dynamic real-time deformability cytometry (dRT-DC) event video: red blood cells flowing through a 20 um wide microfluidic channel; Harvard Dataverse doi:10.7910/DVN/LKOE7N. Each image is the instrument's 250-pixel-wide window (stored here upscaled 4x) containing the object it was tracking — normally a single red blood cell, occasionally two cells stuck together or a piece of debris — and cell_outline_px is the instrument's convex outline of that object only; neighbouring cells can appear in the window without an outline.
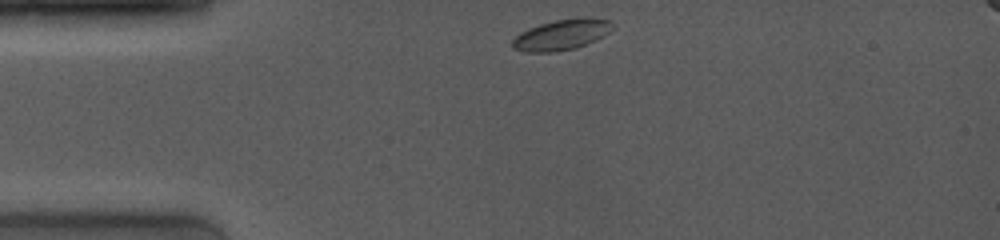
{"species": "common noctule bat (a hibernating species)", "species_latin": "Nyctalus noctula", "temperature_condition": "room temperature", "stored_images_in_passage": 20, "camera_frame_rate_fps": 4000, "um_per_image_px": 0.085, "animal": {"sex": "female", "body_mass_g": 19.0, "forearm_length_mm": 53.3}, "frame": {"image": 1, "passage_image": 1, "time_ms": 0.0, "image_size_px": [1000, 240], "cell_outline_px": [[612, 28], [608, 32], [596, 40], [576, 48], [552, 52], [524, 52], [512, 48], [512, 40], [520, 32], [528, 28], [540, 24], [556, 20], [580, 16], [584, 16], [612, 20]], "centroid_in_image_um": [47.73, 2.93], "position_along_channel_um": 37.3, "area_um2": 18.03}}
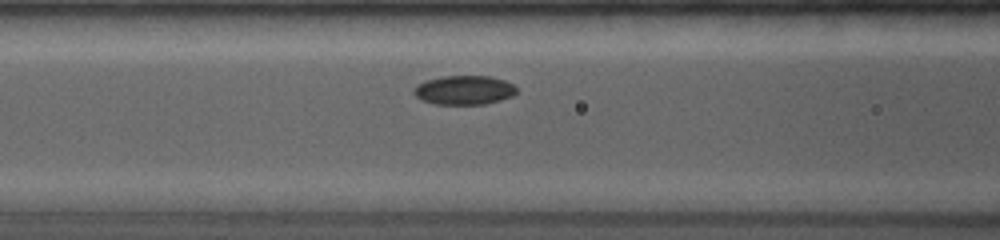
{"frame": {"image": 2, "passage_image": 12, "time_ms": 3.25, "image_size_px": [1000, 240], "cell_outline_px": [[516, 92], [512, 96], [500, 100], [484, 104], [436, 104], [420, 100], [412, 92], [412, 88], [416, 84], [424, 80], [444, 76], [492, 76], [504, 80], [512, 84], [516, 88]], "centroid_in_image_um": [39.4, 7.65], "position_along_channel_um": 127.2, "area_um2": 17.57}}
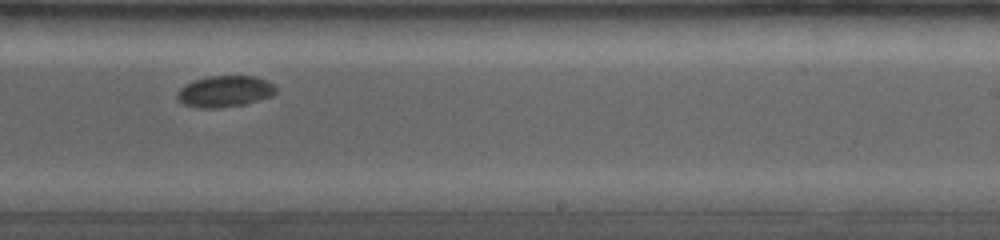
{"frame": {"image": 3, "passage_image": 19, "time_ms": 7.0, "image_size_px": [1000, 240], "cell_outline_px": [[276, 92], [272, 96], [244, 104], [216, 108], [200, 108], [184, 104], [176, 96], [180, 88], [192, 80], [208, 76], [256, 76], [268, 80], [276, 88]], "centroid_in_image_um": [19.12, 7.75], "position_along_channel_um": 269.9, "area_um2": 17.98}}